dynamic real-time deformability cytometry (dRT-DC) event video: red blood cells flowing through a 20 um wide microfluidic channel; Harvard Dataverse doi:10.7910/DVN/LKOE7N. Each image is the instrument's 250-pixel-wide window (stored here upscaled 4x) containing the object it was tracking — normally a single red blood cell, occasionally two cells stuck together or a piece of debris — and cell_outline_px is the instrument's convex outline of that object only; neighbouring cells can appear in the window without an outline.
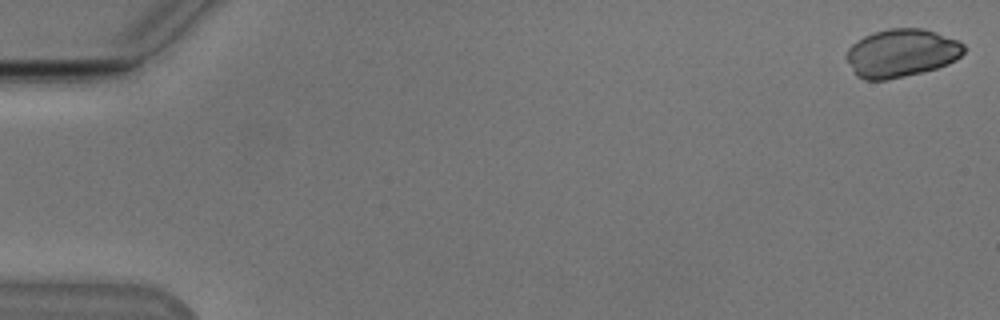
{"species": "Egyptian fruit bat (a non-hibernating species)", "species_latin": "Rousettus aegyptiacus", "temperature_condition": "cold", "stored_images_in_passage": 12, "camera_frame_rate_fps": 3000, "um_per_image_px": 0.085, "animal": {"sex": "male"}, "frame": {"image": 1, "passage_image": 1, "time_ms": 0.0, "image_size_px": [1000, 320], "cell_outline_px": [[964, 52], [956, 60], [948, 64], [936, 68], [888, 80], [864, 80], [856, 76], [844, 56], [848, 48], [856, 40], [872, 32], [888, 28], [924, 28], [936, 32], [956, 40], [964, 44]], "centroid_in_image_um": [76.58, 4.5], "position_along_channel_um": 8.4, "area_um2": 33.12}}